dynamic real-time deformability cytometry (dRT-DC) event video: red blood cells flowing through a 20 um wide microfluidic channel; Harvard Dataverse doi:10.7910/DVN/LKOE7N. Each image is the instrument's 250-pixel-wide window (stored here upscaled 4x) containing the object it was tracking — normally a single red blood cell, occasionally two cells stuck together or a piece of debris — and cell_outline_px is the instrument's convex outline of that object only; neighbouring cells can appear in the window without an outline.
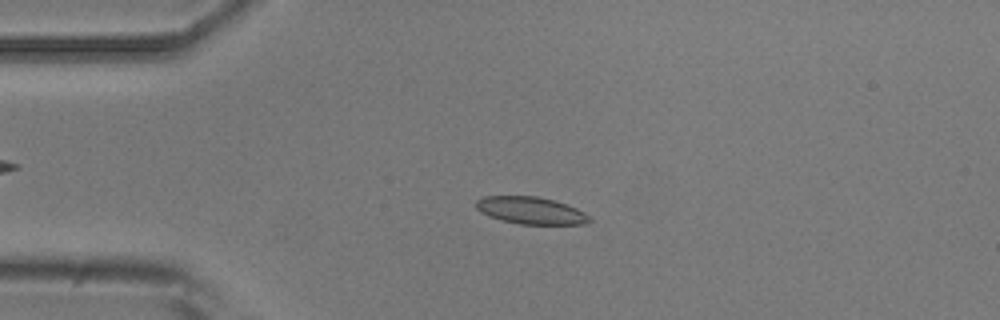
{"species": "common noctule bat (a hibernating species)", "species_latin": "Nyctalus noctula", "temperature_condition": "room temperature", "stored_images_in_passage": 3, "camera_frame_rate_fps": 3000, "um_per_image_px": 0.085, "animal": {"sex": "male", "body_mass_g": 20.5, "forearm_length_mm": 52.5}, "frame": {"image": 1, "passage_image": 2, "time_ms": 1.0, "image_size_px": [1000, 320], "cell_outline_px": [[592, 220], [584, 224], [520, 224], [488, 216], [480, 212], [476, 208], [476, 200], [484, 196], [536, 196], [552, 200], [576, 208], [584, 212]], "centroid_in_image_um": [45.09, 17.89], "position_along_channel_um": 39.9, "area_um2": 17.74}}